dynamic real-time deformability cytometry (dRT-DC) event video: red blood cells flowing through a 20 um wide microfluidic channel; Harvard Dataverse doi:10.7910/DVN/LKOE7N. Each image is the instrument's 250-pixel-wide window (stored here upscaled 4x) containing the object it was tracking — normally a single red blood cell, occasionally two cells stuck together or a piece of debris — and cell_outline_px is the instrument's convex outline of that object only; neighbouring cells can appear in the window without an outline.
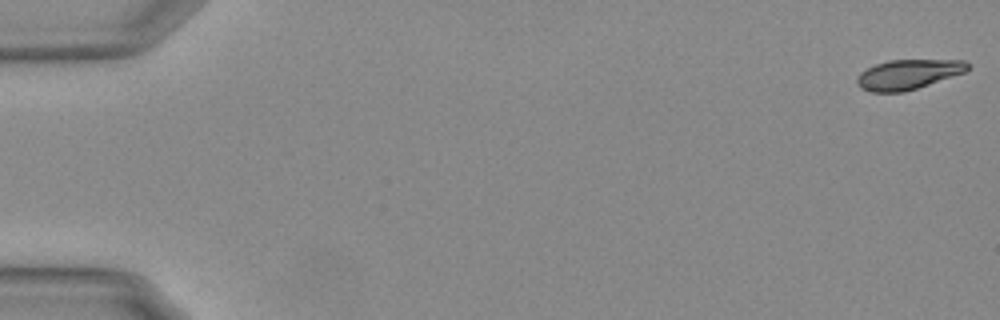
{"species": "Egyptian fruit bat (a non-hibernating species)", "species_latin": "Rousettus aegyptiacus", "temperature_condition": "warm", "stored_images_in_passage": 22, "camera_frame_rate_fps": 3000, "um_per_image_px": 0.085, "animal": {"sex": "female"}, "frame": {"image": 1, "passage_image": 1, "time_ms": 0.0, "image_size_px": [1000, 320], "cell_outline_px": [[972, 64], [964, 72], [904, 92], [872, 92], [860, 88], [856, 84], [856, 76], [860, 72], [876, 64], [888, 60], [964, 60]], "centroid_in_image_um": [77.15, 6.32], "position_along_channel_um": 7.8, "area_um2": 19.13}}
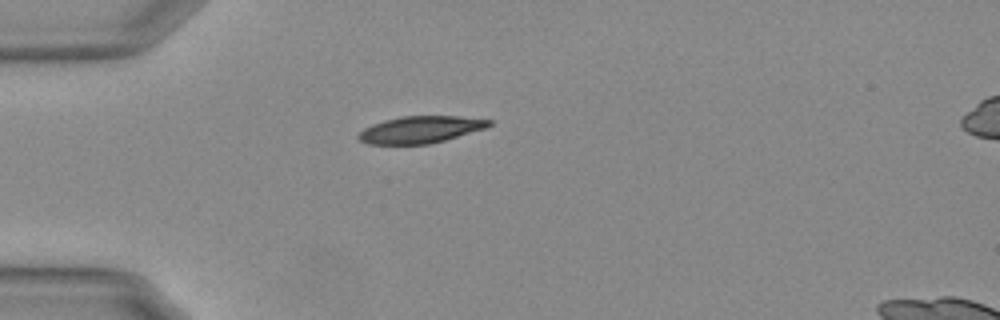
{"frame": {"image": 2, "passage_image": 16, "time_ms": 5.0, "image_size_px": [1000, 320], "cell_outline_px": [[492, 124], [484, 128], [444, 140], [428, 144], [368, 144], [360, 140], [356, 136], [364, 128], [372, 124], [384, 120], [400, 116], [456, 116], [492, 120]], "centroid_in_image_um": [35.69, 11.01], "position_along_channel_um": 49.3, "area_um2": 20.29}}